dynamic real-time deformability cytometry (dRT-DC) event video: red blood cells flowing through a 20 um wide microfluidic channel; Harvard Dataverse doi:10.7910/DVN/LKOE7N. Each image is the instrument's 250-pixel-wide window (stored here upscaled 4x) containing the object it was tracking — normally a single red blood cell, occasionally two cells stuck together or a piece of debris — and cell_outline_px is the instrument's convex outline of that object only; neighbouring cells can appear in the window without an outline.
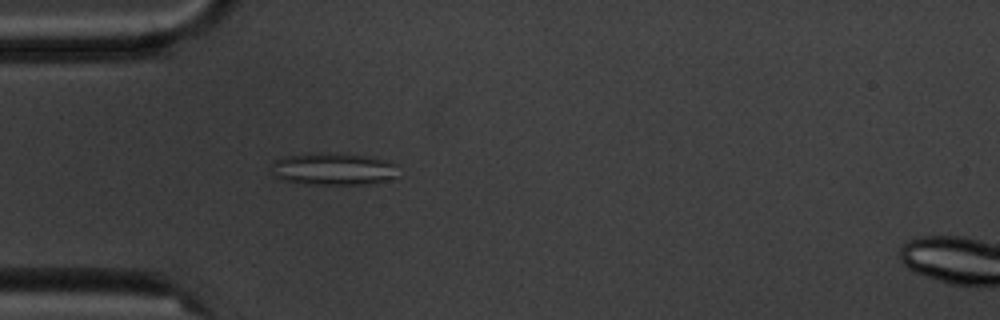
{"species": "common noctule bat (a hibernating species)", "species_latin": "Nyctalus noctula", "temperature_condition": "cold", "stored_images_in_passage": 6, "camera_frame_rate_fps": 3000, "um_per_image_px": 0.085, "animal": {"sex": "male", "body_mass_g": 20.1, "forearm_length_mm": 53.5}, "frame": {"image": 1, "passage_image": 5, "time_ms": 4.667, "image_size_px": [1000, 320], "cell_outline_px": [[400, 176], [388, 180], [368, 184], [304, 184], [284, 180], [276, 176], [272, 164], [272, 160], [284, 156], [308, 152], [324, 152], [368, 156], [384, 160], [396, 164]], "centroid_in_image_um": [28.35, 14.35], "position_along_channel_um": 56.6, "area_um2": 24.16}}